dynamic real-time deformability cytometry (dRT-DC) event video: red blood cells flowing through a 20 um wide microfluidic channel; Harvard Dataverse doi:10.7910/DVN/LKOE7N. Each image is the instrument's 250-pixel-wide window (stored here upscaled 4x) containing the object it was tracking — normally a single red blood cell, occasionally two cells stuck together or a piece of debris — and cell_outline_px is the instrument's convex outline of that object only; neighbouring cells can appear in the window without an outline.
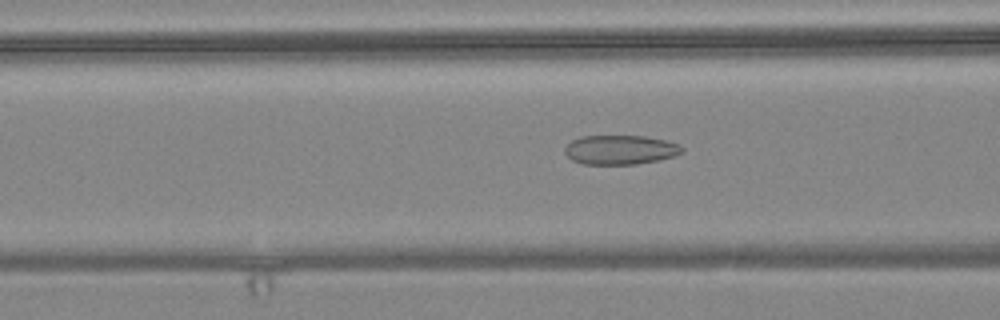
{"species": "common noctule bat (a hibernating species)", "species_latin": "Nyctalus noctula", "temperature_condition": "warm", "stored_images_in_passage": 49, "camera_frame_rate_fps": 3000, "um_per_image_px": 0.085, "animal": {"sex": "female", "body_mass_g": 24.6, "forearm_length_mm": 56.2}, "frame": {"image": 1, "passage_image": 14, "time_ms": 4.333, "image_size_px": [1000, 320], "cell_outline_px": [[684, 152], [676, 156], [660, 160], [636, 164], [584, 164], [572, 160], [564, 152], [564, 148], [572, 140], [580, 136], [644, 136], [664, 140], [680, 144], [684, 148]], "centroid_in_image_um": [52.76, 12.73], "position_along_channel_um": 113.8, "area_um2": 20.17}}
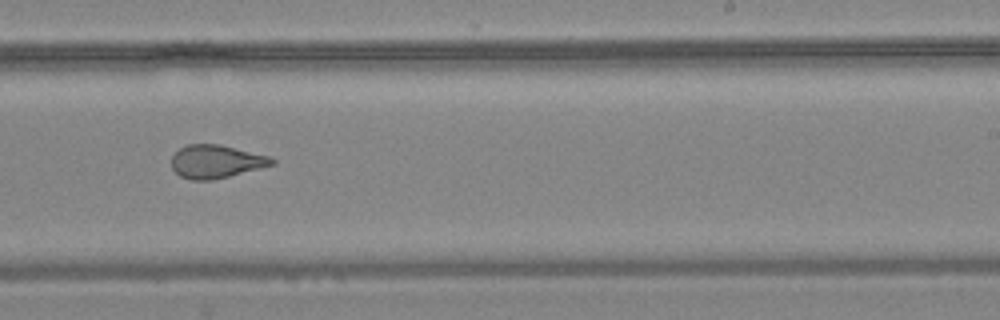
{"frame": {"image": 2, "passage_image": 27, "time_ms": 8.667, "image_size_px": [1000, 320], "cell_outline_px": [[276, 164], [212, 180], [192, 180], [180, 176], [172, 168], [172, 156], [180, 148], [188, 144], [220, 144], [272, 156], [276, 160]], "centroid_in_image_um": [18.4, 13.72], "position_along_channel_um": 270.6, "area_um2": 19.48}}
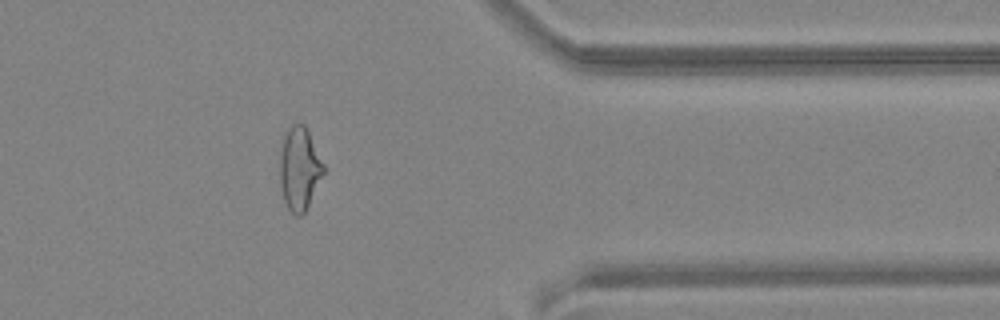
{"frame": {"image": 3, "passage_image": 38, "time_ms": 12.333, "image_size_px": [1000, 320], "cell_outline_px": [[324, 172], [304, 212], [300, 216], [296, 216], [288, 208], [284, 200], [280, 184], [280, 152], [284, 132], [292, 124], [304, 124], [324, 164]], "centroid_in_image_um": [25.43, 14.31], "position_along_channel_um": 386.0, "area_um2": 20.81}, "authors_computed_cell_mechanics": {"area_um2": 21.7328, "velocity_mm_per_s": 3.6218, "shape_relaxation_time_tau1_ms": null, "shape_relaxation_time_tau2_ms": 1.4811, "deformation_change_tau1": null, "deformation_change_tau2": 0.0924}}